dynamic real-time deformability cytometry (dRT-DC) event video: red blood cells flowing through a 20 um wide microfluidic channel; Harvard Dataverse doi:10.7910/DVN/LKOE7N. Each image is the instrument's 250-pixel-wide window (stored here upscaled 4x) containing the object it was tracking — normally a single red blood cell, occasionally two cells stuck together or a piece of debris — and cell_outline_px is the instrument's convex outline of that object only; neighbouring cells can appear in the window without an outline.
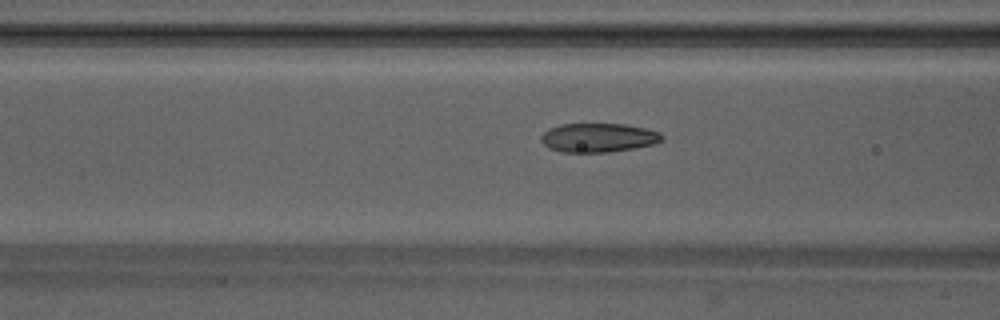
{"species": "Egyptian fruit bat (a non-hibernating species)", "species_latin": "Rousettus aegyptiacus", "temperature_condition": "warm", "stored_images_in_passage": 49, "camera_frame_rate_fps": 3000, "um_per_image_px": 0.085, "animal": {"sex": "male"}, "frame": {"image": 1, "passage_image": 20, "time_ms": 6.333, "image_size_px": [1000, 320], "cell_outline_px": [[664, 140], [652, 144], [632, 148], [608, 152], [560, 152], [548, 148], [540, 140], [540, 136], [548, 128], [560, 124], [624, 124], [644, 128], [660, 132], [664, 136]], "centroid_in_image_um": [50.82, 11.7], "position_along_channel_um": 115.8, "area_um2": 20.46}}
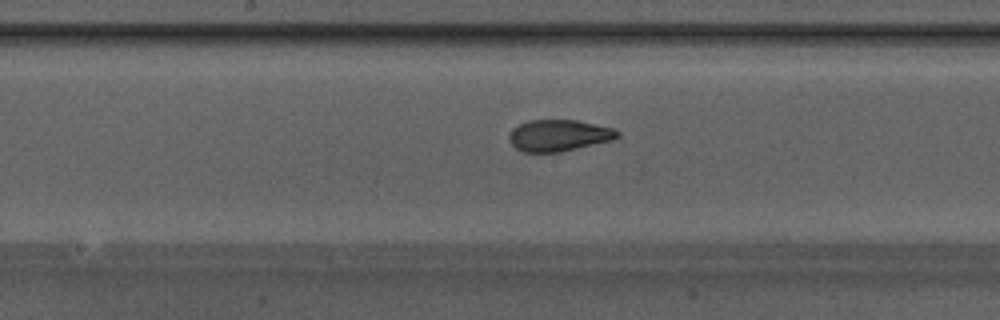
{"frame": {"image": 2, "passage_image": 26, "time_ms": 8.333, "image_size_px": [1000, 320], "cell_outline_px": [[620, 136], [612, 140], [560, 152], [524, 152], [516, 148], [508, 140], [508, 136], [512, 128], [528, 120], [576, 120], [612, 128], [620, 132]], "centroid_in_image_um": [47.47, 11.51], "position_along_channel_um": 200.7, "area_um2": 19.83}}
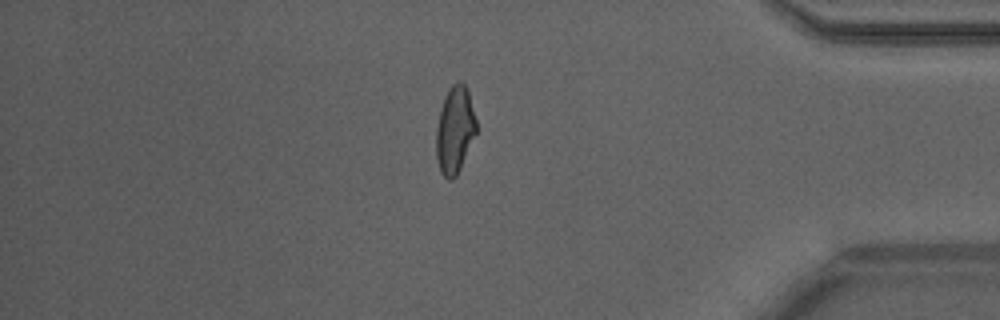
{"frame": {"image": 3, "passage_image": 42, "time_ms": 13.667, "image_size_px": [1000, 320], "cell_outline_px": [[476, 132], [460, 168], [456, 176], [452, 180], [448, 180], [440, 172], [436, 156], [436, 128], [440, 108], [444, 96], [448, 88], [456, 80], [460, 80], [468, 88], [476, 120]], "centroid_in_image_um": [38.64, 11.0], "position_along_channel_um": 396.6, "area_um2": 20.52}, "authors_computed_cell_mechanics": {"area_um2": 20.4612, "velocity_mm_per_s": 4.2423, "shape_relaxation_time_tau1_ms": 7.4879, "shape_relaxation_time_tau2_ms": 0.9556, "deformation_change_tau1": 0.2267, "deformation_change_tau2": 0.0633}}